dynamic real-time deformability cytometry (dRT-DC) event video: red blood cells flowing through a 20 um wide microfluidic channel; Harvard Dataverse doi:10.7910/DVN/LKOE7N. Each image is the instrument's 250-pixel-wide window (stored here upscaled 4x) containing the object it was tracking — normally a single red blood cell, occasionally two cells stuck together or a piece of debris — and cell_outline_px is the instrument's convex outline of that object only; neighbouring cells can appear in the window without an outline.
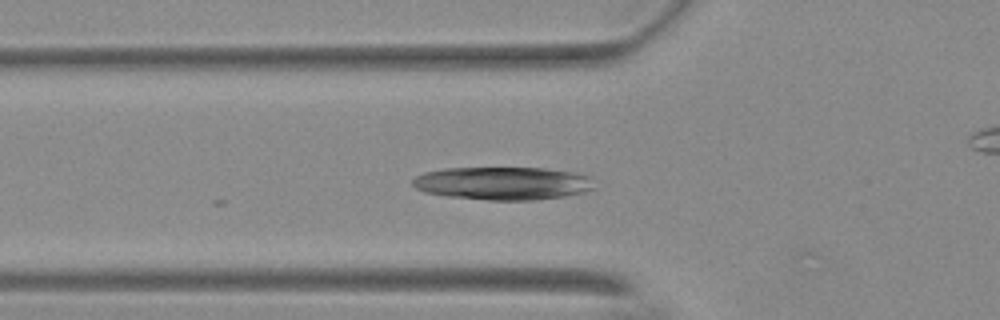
{"species": "Egyptian fruit bat (a non-hibernating species)", "species_latin": "Rousettus aegyptiacus", "temperature_condition": "warm", "stored_images_in_passage": 13, "camera_frame_rate_fps": 3000, "um_per_image_px": 0.085, "animal": {"sex": "female"}, "frame": {"image": 1, "passage_image": 6, "time_ms": 1.667, "image_size_px": [1000, 320], "cell_outline_px": [[596, 188], [584, 192], [564, 196], [536, 200], [488, 200], [448, 196], [424, 192], [416, 188], [412, 184], [412, 180], [416, 176], [424, 172], [444, 168], [544, 168], [576, 172], [592, 176]], "centroid_in_image_um": [42.79, 15.57], "position_along_channel_um": 83.0, "area_um2": 35.32}}
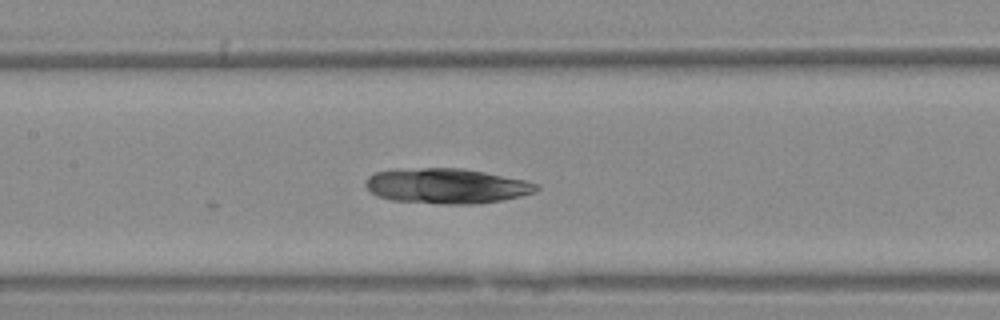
{"frame": {"image": 2, "passage_image": 13, "time_ms": 4.0, "image_size_px": [1000, 320], "cell_outline_px": [[540, 188], [536, 192], [520, 196], [500, 200], [476, 204], [444, 204], [392, 200], [376, 196], [364, 184], [364, 180], [368, 176], [376, 172], [400, 168], [460, 168], [484, 172], [524, 180], [540, 184]], "centroid_in_image_um": [37.94, 15.8], "position_along_channel_um": 169.5, "area_um2": 35.08}}